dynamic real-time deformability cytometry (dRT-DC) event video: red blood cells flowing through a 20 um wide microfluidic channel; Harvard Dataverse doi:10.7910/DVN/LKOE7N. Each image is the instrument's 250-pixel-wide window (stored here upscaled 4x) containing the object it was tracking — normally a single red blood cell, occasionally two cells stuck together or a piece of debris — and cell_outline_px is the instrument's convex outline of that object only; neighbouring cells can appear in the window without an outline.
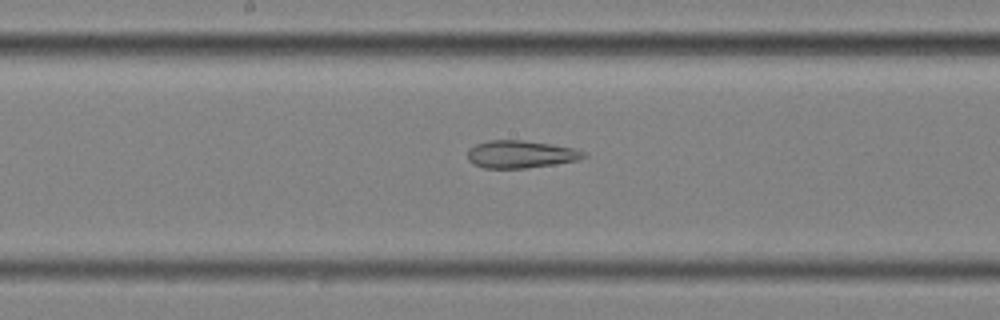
{"species": "common noctule bat (a hibernating species)", "species_latin": "Nyctalus noctula", "temperature_condition": "cold", "stored_images_in_passage": 49, "segment_of_instrument_passage": [2, 2], "camera_frame_rate_fps": 3000, "um_per_image_px": 0.085, "animal": {"sex": "female", "body_mass_g": 25.1}, "frame": {"image": 1, "passage_image": 22, "time_ms": 7.0, "image_size_px": [1000, 320], "cell_outline_px": [[588, 156], [576, 160], [552, 164], [524, 168], [484, 168], [472, 164], [468, 160], [468, 148], [476, 144], [488, 140], [524, 140], [552, 144], [576, 148], [584, 152]], "centroid_in_image_um": [44.23, 13.1], "position_along_channel_um": 204.0, "area_um2": 18.67}}
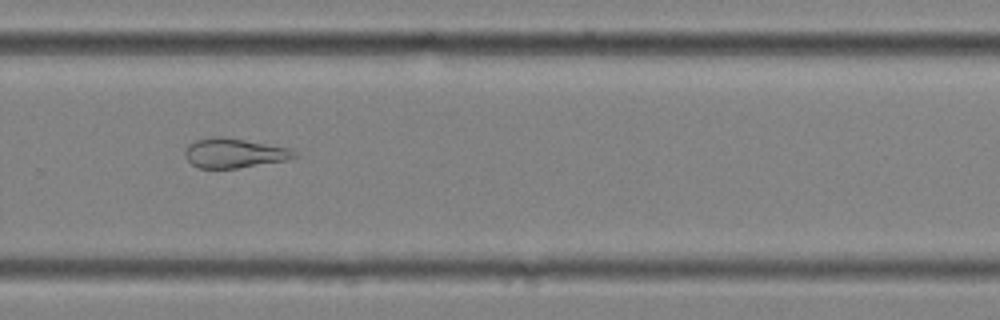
{"frame": {"image": 2, "passage_image": 31, "time_ms": 10.0, "image_size_px": [1000, 320], "cell_outline_px": [[300, 156], [288, 160], [236, 168], [200, 168], [192, 164], [184, 156], [184, 148], [188, 144], [196, 140], [212, 136], [220, 136], [292, 148]], "centroid_in_image_um": [19.92, 13.01], "position_along_channel_um": 309.9, "area_um2": 18.96}}
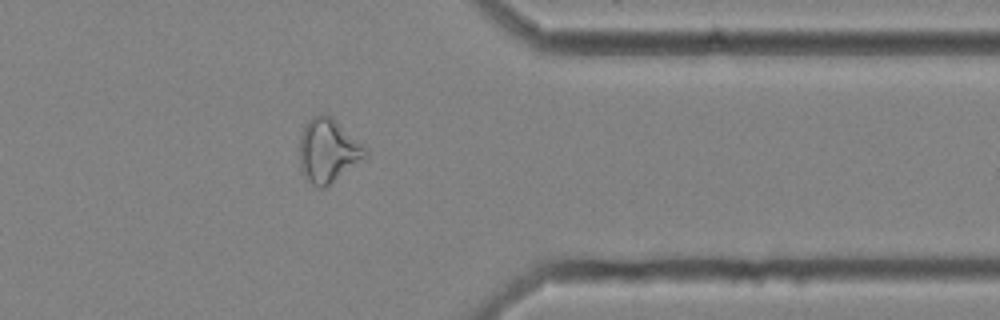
{"frame": {"image": 3, "passage_image": 38, "time_ms": 12.333, "image_size_px": [1000, 320], "cell_outline_px": [[368, 156], [324, 188], [320, 188], [312, 184], [304, 176], [300, 168], [300, 136], [308, 120], [312, 116], [332, 116], [368, 148]], "centroid_in_image_um": [27.91, 12.81], "position_along_channel_um": 383.5, "area_um2": 24.33}}